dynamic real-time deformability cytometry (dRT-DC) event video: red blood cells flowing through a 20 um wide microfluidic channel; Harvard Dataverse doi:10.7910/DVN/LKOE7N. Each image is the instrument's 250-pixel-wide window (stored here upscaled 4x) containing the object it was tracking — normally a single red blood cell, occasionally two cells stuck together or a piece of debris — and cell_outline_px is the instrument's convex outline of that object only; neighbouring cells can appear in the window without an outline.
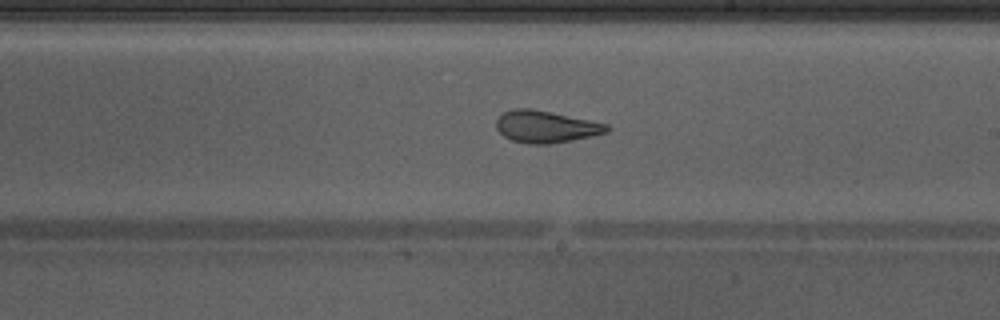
{"species": "Egyptian fruit bat (a non-hibernating species)", "species_latin": "Rousettus aegyptiacus", "temperature_condition": "warm", "stored_images_in_passage": 48, "camera_frame_rate_fps": 3000, "um_per_image_px": 0.085, "animal": {"sex": "male"}, "frame": {"image": 1, "passage_image": 28, "time_ms": 9.0, "image_size_px": [1000, 320], "cell_outline_px": [[612, 128], [608, 132], [592, 136], [572, 140], [548, 144], [528, 144], [512, 140], [504, 136], [496, 128], [496, 120], [504, 112], [512, 108], [532, 108], [552, 112], [608, 124]], "centroid_in_image_um": [46.41, 10.76], "position_along_channel_um": 242.6, "area_um2": 20.69}, "authors_computed_cell_mechanics": {"area_um2": 23.3223, "velocity_mm_per_s": 4.2756, "shape_relaxation_time_tau1_ms": 7.5557, "shape_relaxation_time_tau2_ms": 1.6524, "deformation_change_tau1": 0.207, "deformation_change_tau2": 0.0932}}